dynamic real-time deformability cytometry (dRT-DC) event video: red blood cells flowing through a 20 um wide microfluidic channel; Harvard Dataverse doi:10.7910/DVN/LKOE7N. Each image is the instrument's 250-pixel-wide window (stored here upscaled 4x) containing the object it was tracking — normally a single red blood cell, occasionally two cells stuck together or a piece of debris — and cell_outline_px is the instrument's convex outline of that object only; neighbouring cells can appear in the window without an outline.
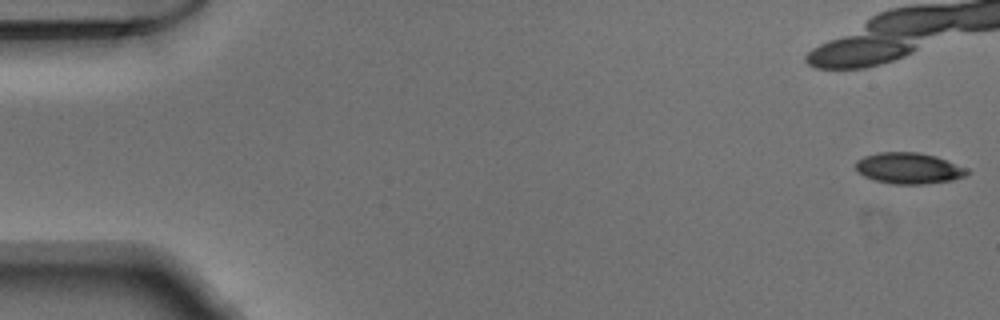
{"species": "Egyptian fruit bat (a non-hibernating species)", "species_latin": "Rousettus aegyptiacus", "temperature_condition": "warm", "stored_images_in_passage": 18, "camera_frame_rate_fps": 3000, "um_per_image_px": 0.085, "animal": {"sex": "male"}, "frame": {"image": 1, "passage_image": 1, "time_ms": 0.0, "image_size_px": [1000, 320], "cell_outline_px": [[968, 172], [964, 176], [952, 180], [924, 184], [892, 184], [872, 180], [856, 172], [856, 160], [864, 156], [880, 152], [920, 152], [936, 156], [968, 168]], "centroid_in_image_um": [77.21, 14.3], "position_along_channel_um": 7.8, "area_um2": 20.35}}